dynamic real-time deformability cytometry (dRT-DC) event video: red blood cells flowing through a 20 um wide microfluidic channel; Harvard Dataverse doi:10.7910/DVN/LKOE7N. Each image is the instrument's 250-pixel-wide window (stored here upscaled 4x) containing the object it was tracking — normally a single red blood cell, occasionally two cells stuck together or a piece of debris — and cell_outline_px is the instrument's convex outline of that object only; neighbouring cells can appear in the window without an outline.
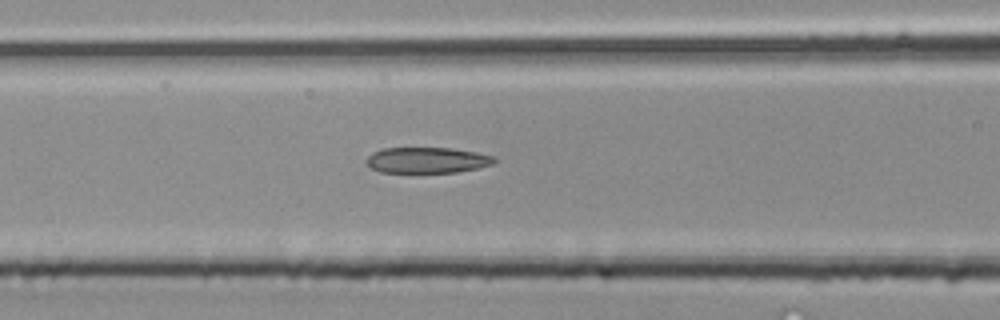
{"species": "common noctule bat (a hibernating species)", "species_latin": "Nyctalus noctula", "temperature_condition": "room temperature", "stored_images_in_passage": 42, "segment_of_instrument_passage": [2, 2], "camera_frame_rate_fps": 3000, "um_per_image_px": 0.085, "animal": {"sex": "male", "body_mass_g": 20.4}, "frame": {"image": 1, "passage_image": 18, "time_ms": 5.667, "image_size_px": [1000, 320], "cell_outline_px": [[496, 160], [492, 164], [480, 168], [456, 172], [380, 172], [372, 168], [364, 160], [372, 152], [380, 148], [452, 148], [476, 152], [492, 156]], "centroid_in_image_um": [36.28, 13.61], "position_along_channel_um": 130.3, "area_um2": 19.25}}
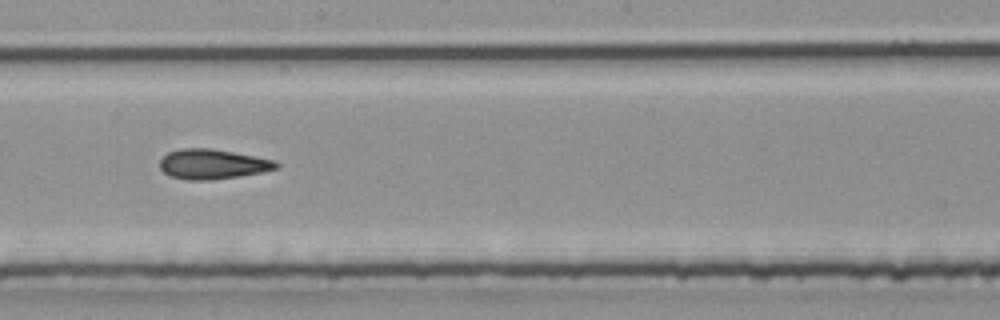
{"frame": {"image": 2, "passage_image": 24, "time_ms": 7.667, "image_size_px": [1000, 320], "cell_outline_px": [[280, 168], [264, 172], [240, 176], [212, 180], [188, 180], [172, 176], [164, 172], [160, 168], [160, 160], [168, 152], [180, 148], [212, 148], [276, 160], [280, 164]], "centroid_in_image_um": [18.12, 13.95], "position_along_channel_um": 230.1, "area_um2": 20.46}}
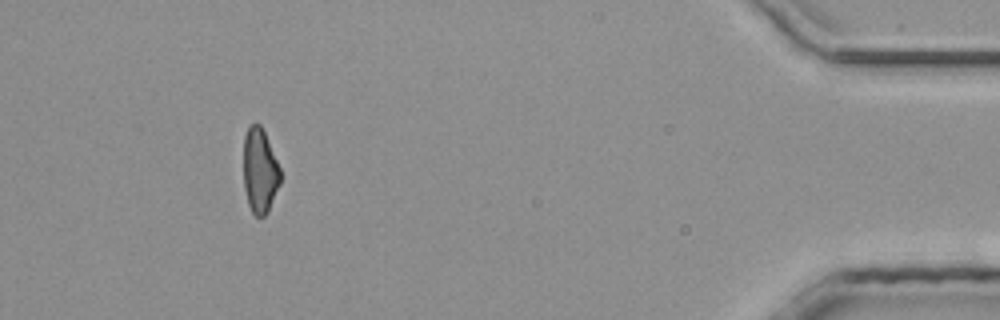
{"frame": {"image": 3, "passage_image": 39, "time_ms": 12.667, "image_size_px": [1000, 320], "cell_outline_px": [[280, 184], [268, 212], [264, 216], [256, 216], [252, 212], [248, 204], [244, 188], [244, 136], [248, 124], [260, 124], [264, 132], [280, 168]], "centroid_in_image_um": [22.08, 14.52], "position_along_channel_um": 413.1, "area_um2": 18.15}}